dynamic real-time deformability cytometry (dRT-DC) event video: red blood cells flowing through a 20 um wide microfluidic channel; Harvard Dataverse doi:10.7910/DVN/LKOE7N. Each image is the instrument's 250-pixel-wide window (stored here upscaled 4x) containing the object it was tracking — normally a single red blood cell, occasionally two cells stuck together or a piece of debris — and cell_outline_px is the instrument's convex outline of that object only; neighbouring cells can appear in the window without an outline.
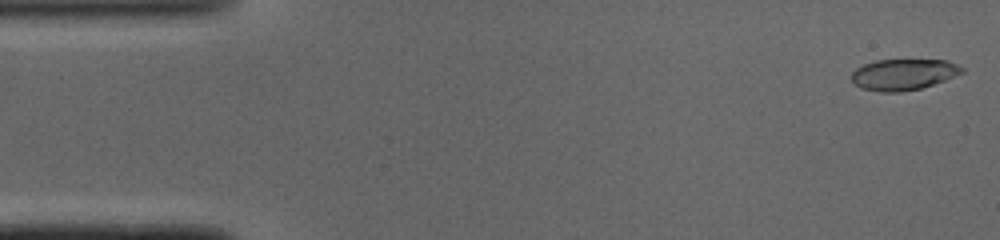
{"species": "common noctule bat (a hibernating species)", "species_latin": "Nyctalus noctula", "temperature_condition": "cold", "stored_images_in_passage": 48, "camera_frame_rate_fps": 3000, "um_per_image_px": 0.085, "animal": {"sex": "male", "body_mass_g": 19.0, "forearm_length_mm": 50.8}, "frame": {"image": 1, "passage_image": 1, "time_ms": 0.0, "image_size_px": [1000, 240], "cell_outline_px": [[964, 72], [944, 80], [920, 88], [900, 92], [880, 92], [860, 88], [852, 80], [852, 72], [856, 68], [864, 64], [876, 60], [948, 60], [964, 68]], "centroid_in_image_um": [76.78, 6.32], "position_along_channel_um": 8.2, "area_um2": 19.88}}
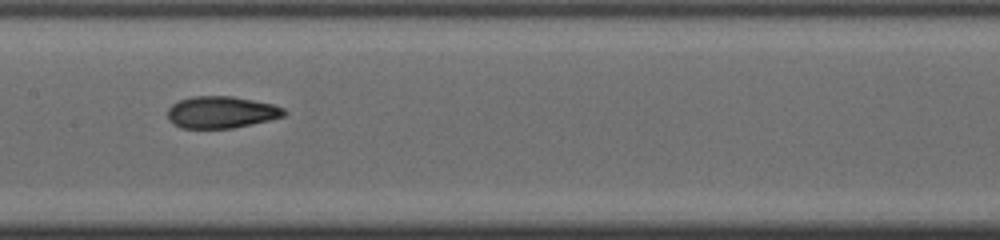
{"frame": {"image": 2, "passage_image": 23, "time_ms": 7.333, "image_size_px": [1000, 240], "cell_outline_px": [[288, 112], [284, 116], [268, 120], [232, 128], [180, 128], [172, 124], [168, 120], [168, 108], [172, 104], [180, 100], [192, 96], [232, 96], [272, 104], [284, 108]], "centroid_in_image_um": [18.78, 9.54], "position_along_channel_um": 188.6, "area_um2": 21.62}}
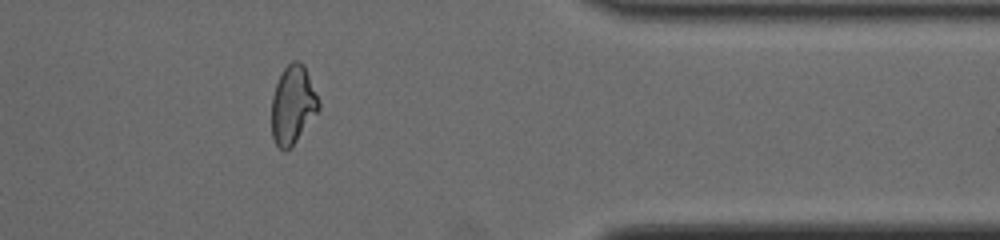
{"frame": {"image": 3, "passage_image": 39, "time_ms": 12.667, "image_size_px": [1000, 240], "cell_outline_px": [[320, 108], [296, 140], [284, 152], [276, 144], [272, 136], [272, 96], [276, 84], [284, 68], [292, 60], [300, 60], [304, 64], [320, 104]], "centroid_in_image_um": [24.88, 8.88], "position_along_channel_um": 386.5, "area_um2": 21.1}, "authors_computed_cell_mechanics": {"area_um2": 21.6172, "velocity_mm_per_s": 4.1048, "shape_relaxation_time_tau1_ms": null, "shape_relaxation_time_tau2_ms": 1.4123, "deformation_change_tau1": null, "deformation_change_tau2": 0.0762}}